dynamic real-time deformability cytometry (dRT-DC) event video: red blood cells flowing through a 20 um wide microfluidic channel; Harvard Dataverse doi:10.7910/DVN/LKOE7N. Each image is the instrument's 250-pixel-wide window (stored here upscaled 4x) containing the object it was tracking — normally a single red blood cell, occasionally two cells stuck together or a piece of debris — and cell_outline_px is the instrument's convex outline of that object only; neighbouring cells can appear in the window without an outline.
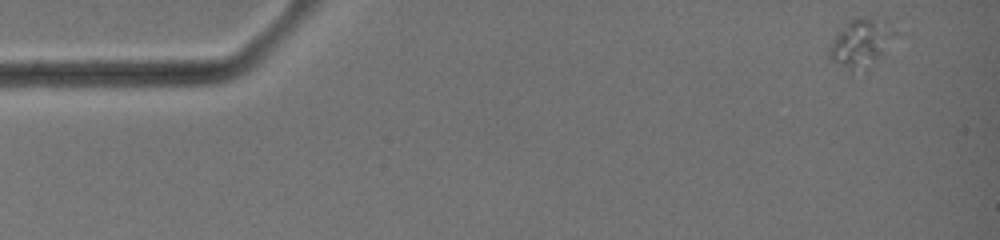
{"species": "common noctule bat (a hibernating species)", "species_latin": "Nyctalus noctula", "temperature_condition": "warm", "stored_images_in_passage": 40, "camera_frame_rate_fps": 3000, "um_per_image_px": 0.085, "animal": {"sex": "female", "body_mass_g": 19.0, "forearm_length_mm": 51.5}, "frame": {"image": 1, "passage_image": 1, "time_ms": 0.0, "image_size_px": [1000, 240], "cell_outline_px": [[900, 32], [876, 56], [852, 68], [828, 56], [828, 48], [832, 40], [840, 28], [852, 20], [860, 16], [868, 16]], "centroid_in_image_um": [73.13, 3.48], "position_along_channel_um": 11.9, "area_um2": 16.3}}
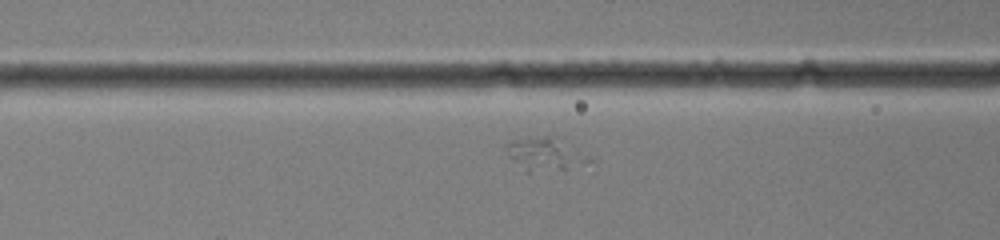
{"frame": {"image": 2, "passage_image": 16, "time_ms": 5.0, "image_size_px": [1000, 240], "cell_outline_px": [[564, 168], [528, 172], [512, 160], [508, 156], [508, 144], [512, 140], [548, 136], [556, 148], [564, 164]], "centroid_in_image_um": [45.49, 13.11], "position_along_channel_um": 121.1, "area_um2": 10.75}}
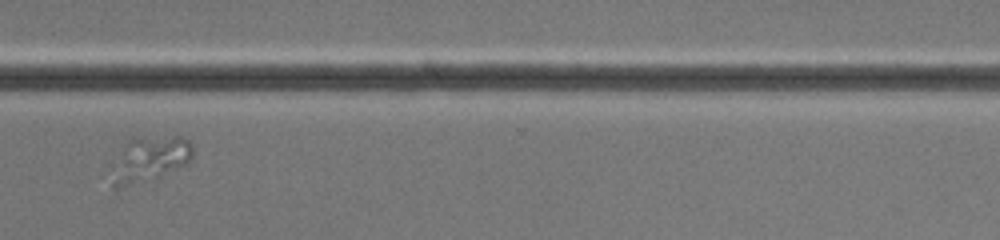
{"frame": {"image": 3, "passage_image": 32, "time_ms": 10.333, "image_size_px": [1000, 240], "cell_outline_px": [[192, 156], [188, 164], [156, 180], [120, 188], [112, 188], [108, 180], [124, 144], [128, 140], [176, 136], [180, 136], [188, 140], [192, 148]], "centroid_in_image_um": [12.71, 13.62], "position_along_channel_um": 357.9, "area_um2": 21.68}}